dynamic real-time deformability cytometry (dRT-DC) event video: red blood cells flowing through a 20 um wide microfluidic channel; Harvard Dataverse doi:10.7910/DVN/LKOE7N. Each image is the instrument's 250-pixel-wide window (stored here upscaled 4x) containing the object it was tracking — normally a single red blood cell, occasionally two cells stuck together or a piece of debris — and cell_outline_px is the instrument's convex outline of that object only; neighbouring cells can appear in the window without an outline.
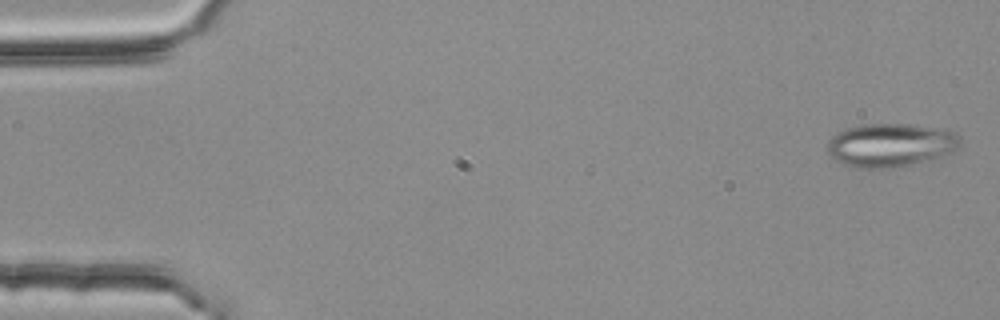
{"species": "common noctule bat (a hibernating species)", "species_latin": "Nyctalus noctula", "temperature_condition": "room temperature", "stored_images_in_passage": 5, "camera_frame_rate_fps": 3000, "um_per_image_px": 0.085, "animal": {"sex": "female", "body_mass_g": 25.1}, "frame": {"image": 1, "passage_image": 1, "time_ms": 0.0, "image_size_px": [1000, 320], "cell_outline_px": [[960, 148], [936, 160], [884, 168], [860, 168], [844, 164], [836, 160], [828, 152], [828, 140], [836, 132], [848, 128], [868, 124], [908, 124], [944, 128], [956, 132], [960, 136]], "centroid_in_image_um": [75.78, 12.32], "position_along_channel_um": 9.2, "area_um2": 33.93}}